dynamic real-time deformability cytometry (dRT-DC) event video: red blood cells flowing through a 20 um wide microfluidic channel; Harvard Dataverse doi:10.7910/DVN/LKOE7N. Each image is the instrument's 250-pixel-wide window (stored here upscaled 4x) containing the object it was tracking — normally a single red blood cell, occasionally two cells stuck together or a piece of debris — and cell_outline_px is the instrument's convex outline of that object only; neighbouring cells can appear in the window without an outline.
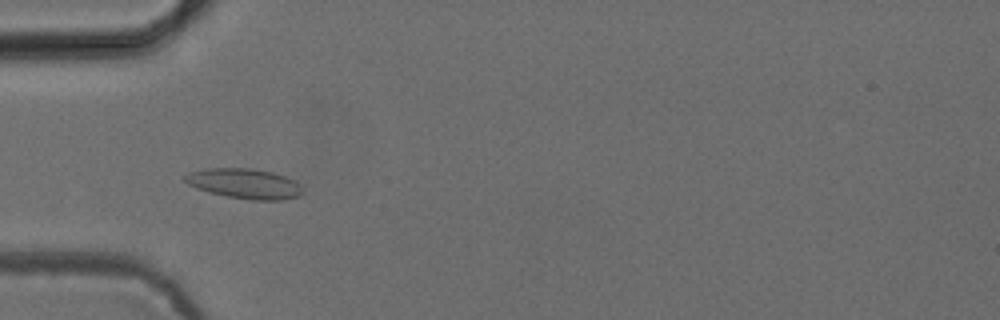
{"species": "common noctule bat (a hibernating species)", "species_latin": "Nyctalus noctula", "temperature_condition": "cold", "stored_images_in_passage": 32, "camera_frame_rate_fps": 3000, "um_per_image_px": 0.085, "animal": {"sex": "female", "body_mass_g": 24.6, "forearm_length_mm": 56.2}, "frame": {"image": 1, "passage_image": 4, "time_ms": 1.0, "image_size_px": [1000, 320], "cell_outline_px": [[304, 192], [300, 196], [284, 200], [252, 200], [228, 196], [208, 192], [196, 188], [188, 184], [184, 180], [184, 176], [192, 172], [208, 168], [252, 168], [272, 172], [284, 176], [300, 184]], "centroid_in_image_um": [20.82, 15.61], "position_along_channel_um": 64.2, "area_um2": 20.58}}
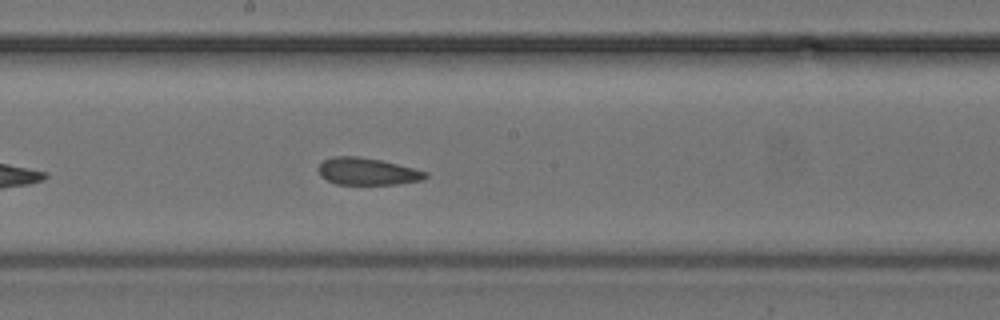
{"frame": {"image": 2, "passage_image": 16, "time_ms": 5.0, "image_size_px": [1000, 320], "cell_outline_px": [[428, 176], [424, 180], [396, 184], [336, 184], [320, 176], [316, 168], [324, 160], [336, 156], [360, 156], [380, 160], [428, 172]], "centroid_in_image_um": [31.21, 14.57], "position_along_channel_um": 217.0, "area_um2": 16.88}}
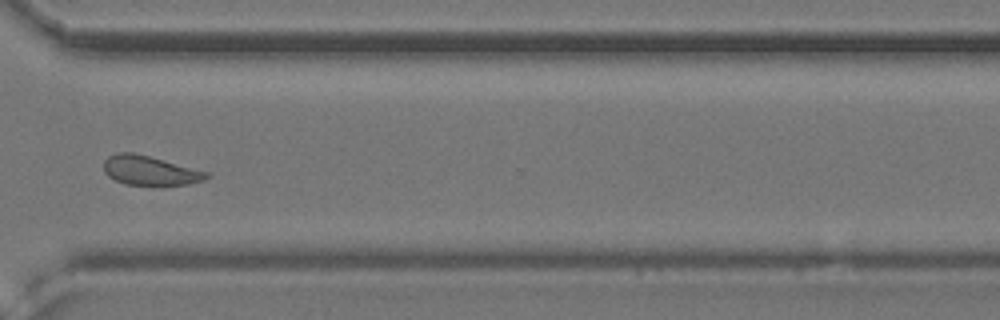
{"frame": {"image": 3, "passage_image": 27, "time_ms": 8.667, "image_size_px": [1000, 320], "cell_outline_px": [[212, 176], [204, 180], [188, 184], [160, 188], [124, 184], [108, 176], [104, 172], [104, 160], [108, 156], [116, 152], [132, 152], [148, 156], [208, 172]], "centroid_in_image_um": [12.75, 14.54], "position_along_channel_um": 357.8, "area_um2": 18.21}, "authors_computed_cell_mechanics": {"area_um2": 17.6001, "velocity_mm_per_s": 3.8535, "shape_relaxation_time_tau1_ms": null, "shape_relaxation_time_tau2_ms": 2.0853, "deformation_change_tau1": null, "deformation_change_tau2": 0.0926}}